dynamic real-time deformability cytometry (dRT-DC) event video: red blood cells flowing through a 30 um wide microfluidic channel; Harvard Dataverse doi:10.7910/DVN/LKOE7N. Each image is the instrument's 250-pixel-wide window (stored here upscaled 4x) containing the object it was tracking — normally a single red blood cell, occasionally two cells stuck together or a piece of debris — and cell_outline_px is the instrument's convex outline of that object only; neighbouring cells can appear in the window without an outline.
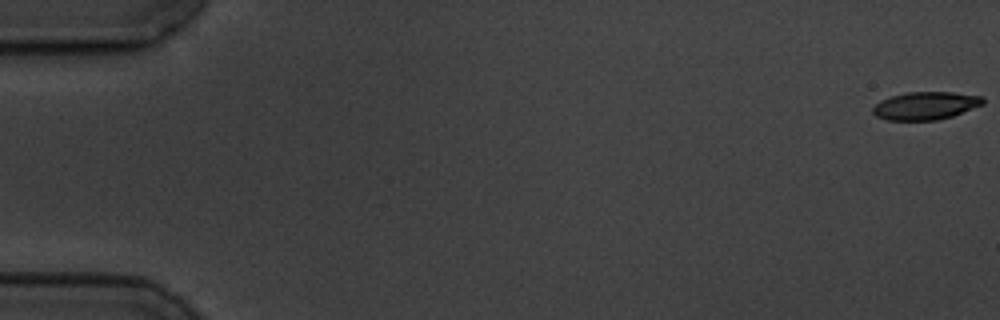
{"species": "common noctule bat (a hibernating species)", "species_latin": "Nyctalus noctula", "temperature_condition": "cold", "stored_images_in_passage": 56, "camera_frame_rate_fps": 3000, "um_per_image_px": 0.085, "animal": {"sex": "male", "body_mass_g": 19.5, "forearm_length_mm": 54.6}, "frame": {"image": 1, "passage_image": 1, "time_ms": 0.0, "image_size_px": [1000, 320], "cell_outline_px": [[984, 104], [952, 116], [936, 120], [888, 120], [876, 116], [872, 112], [872, 108], [880, 100], [892, 96], [908, 92], [952, 92], [980, 96], [984, 100]], "centroid_in_image_um": [78.65, 8.98], "position_along_channel_um": 6.3, "area_um2": 17.74}}
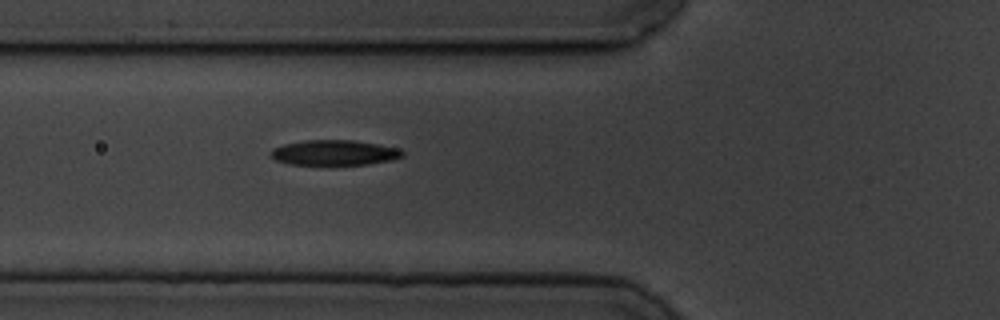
{"frame": {"image": 2, "passage_image": 22, "time_ms": 7.0, "image_size_px": [1000, 320], "cell_outline_px": [[404, 156], [392, 160], [368, 164], [292, 164], [276, 160], [268, 156], [272, 148], [284, 144], [304, 140], [352, 140], [380, 144], [400, 148], [404, 152]], "centroid_in_image_um": [28.43, 12.96], "position_along_channel_um": 97.4, "area_um2": 19.42}}
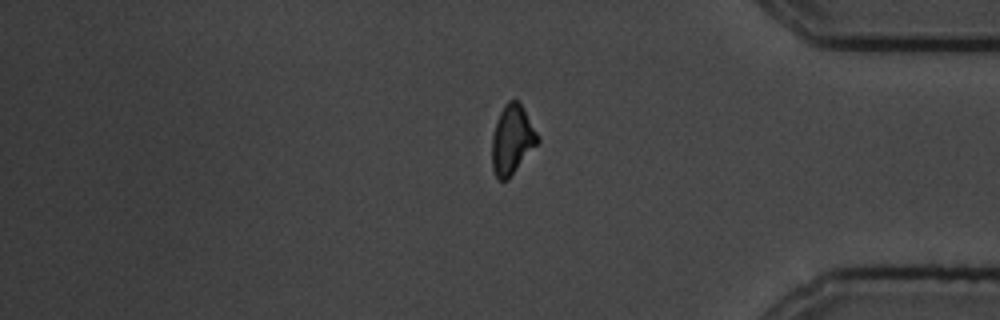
{"frame": {"image": 3, "passage_image": 49, "time_ms": 16.0, "image_size_px": [1000, 320], "cell_outline_px": [[540, 140], [508, 180], [500, 180], [496, 176], [492, 168], [492, 136], [496, 120], [504, 104], [508, 100], [516, 100], [520, 104], [540, 136]], "centroid_in_image_um": [43.52, 11.88], "position_along_channel_um": 391.7, "area_um2": 18.32}, "authors_computed_cell_mechanics": {"area_um2": 18.8139, "velocity_mm_per_s": 3.4992, "shape_relaxation_time_tau1_ms": 3.5436, "shape_relaxation_time_tau2_ms": null, "deformation_change_tau1": 0.1356, "deformation_change_tau2": null}}